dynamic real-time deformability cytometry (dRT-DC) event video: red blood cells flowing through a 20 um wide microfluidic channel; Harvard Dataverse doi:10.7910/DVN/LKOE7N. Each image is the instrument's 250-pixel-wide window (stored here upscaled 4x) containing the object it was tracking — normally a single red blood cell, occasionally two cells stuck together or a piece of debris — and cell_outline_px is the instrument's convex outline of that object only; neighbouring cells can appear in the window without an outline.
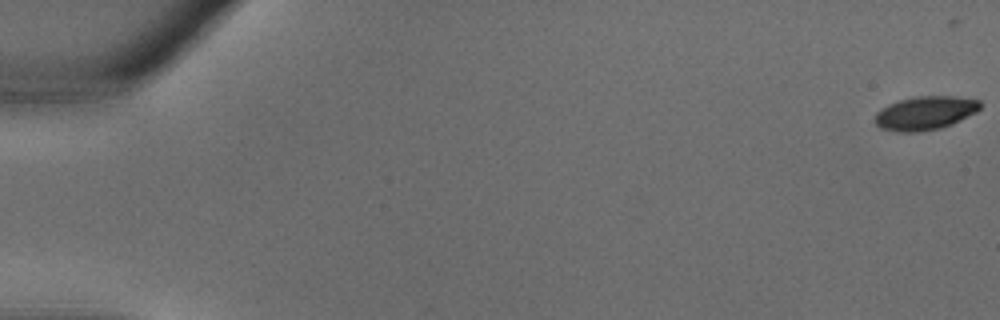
{"species": "common noctule bat (a hibernating species)", "species_latin": "Nyctalus noctula", "temperature_condition": "warm", "stored_images_in_passage": 8, "camera_frame_rate_fps": 3000, "um_per_image_px": 0.085, "animal": {"sex": "male", "body_mass_g": 18.8}, "frame": {"image": 1, "passage_image": 1, "time_ms": 0.0, "image_size_px": [1000, 320], "cell_outline_px": [[980, 108], [976, 112], [952, 124], [940, 128], [916, 132], [896, 132], [880, 128], [872, 120], [876, 112], [880, 108], [888, 104], [900, 100], [916, 96], [952, 96], [980, 100]], "centroid_in_image_um": [78.58, 9.61], "position_along_channel_um": 6.4, "area_um2": 20.75}}